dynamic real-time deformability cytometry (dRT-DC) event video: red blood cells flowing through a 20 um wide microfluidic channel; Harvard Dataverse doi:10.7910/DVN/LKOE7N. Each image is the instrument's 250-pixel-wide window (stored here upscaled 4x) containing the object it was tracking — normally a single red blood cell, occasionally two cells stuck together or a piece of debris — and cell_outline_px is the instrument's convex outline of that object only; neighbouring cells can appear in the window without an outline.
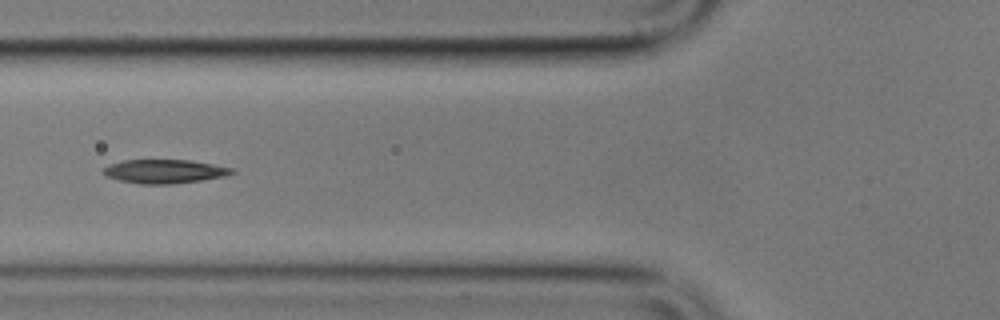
{"species": "common noctule bat (a hibernating species)", "species_latin": "Nyctalus noctula", "temperature_condition": "cold", "stored_images_in_passage": 9, "camera_frame_rate_fps": 3000, "um_per_image_px": 0.085, "animal": {"sex": "male", "body_mass_g": 17.9}, "frame": {"image": 1, "passage_image": 7, "time_ms": 7.0, "image_size_px": [1000, 320], "cell_outline_px": [[236, 172], [224, 176], [200, 180], [172, 184], [140, 184], [120, 180], [104, 176], [100, 172], [108, 164], [124, 160], [192, 160], [232, 168]], "centroid_in_image_um": [13.92, 14.56], "position_along_channel_um": 111.9, "area_um2": 17.86}}
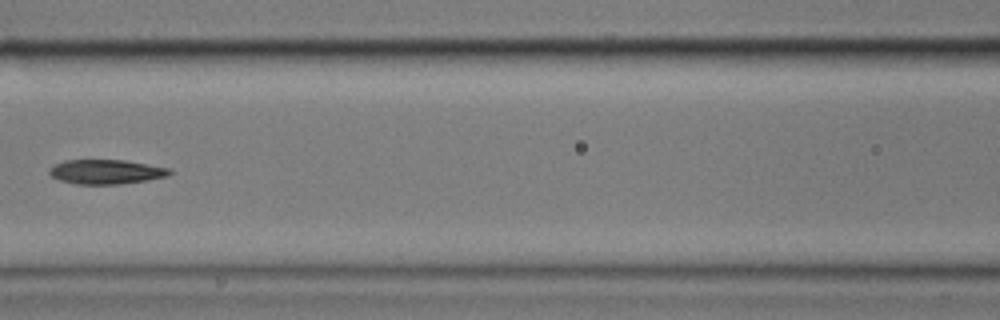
{"frame": {"image": 2, "passage_image": 8, "time_ms": 8.333, "image_size_px": [1000, 320], "cell_outline_px": [[172, 172], [168, 176], [148, 180], [120, 184], [76, 184], [60, 180], [52, 176], [48, 172], [48, 168], [52, 164], [64, 160], [124, 160], [172, 168]], "centroid_in_image_um": [9.01, 14.59], "position_along_channel_um": 157.6, "area_um2": 17.34}}
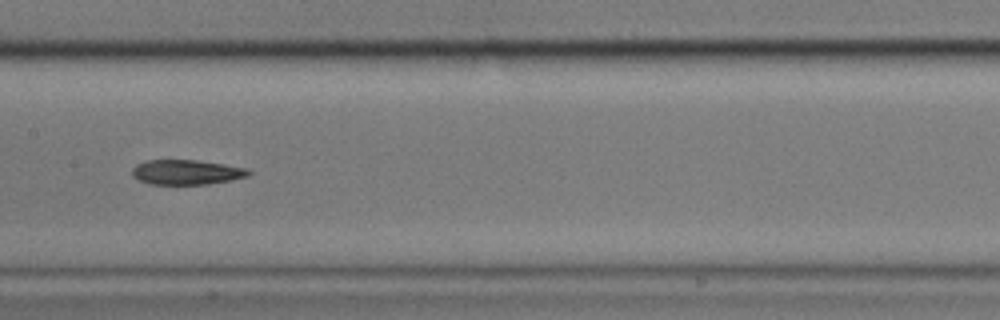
{"frame": {"image": 3, "passage_image": 9, "time_ms": 9.333, "image_size_px": [1000, 320], "cell_outline_px": [[252, 172], [248, 176], [232, 180], [208, 184], [148, 184], [132, 176], [132, 168], [136, 164], [148, 160], [196, 160], [224, 164], [248, 168]], "centroid_in_image_um": [15.87, 14.63], "position_along_channel_um": 191.5, "area_um2": 16.94}}